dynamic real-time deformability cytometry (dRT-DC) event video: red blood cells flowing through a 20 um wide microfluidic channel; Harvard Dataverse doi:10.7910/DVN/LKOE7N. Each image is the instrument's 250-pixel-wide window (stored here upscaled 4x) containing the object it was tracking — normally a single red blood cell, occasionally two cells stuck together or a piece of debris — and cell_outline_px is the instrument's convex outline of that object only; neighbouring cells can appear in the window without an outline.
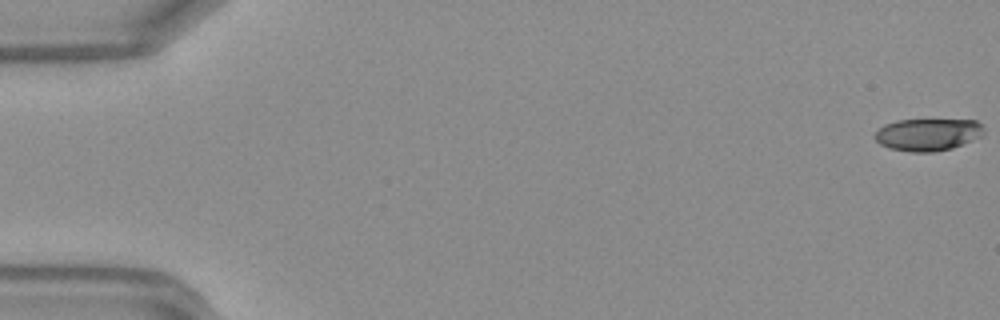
{"species": "Egyptian fruit bat (a non-hibernating species)", "species_latin": "Rousettus aegyptiacus", "temperature_condition": "warm", "stored_images_in_passage": 49, "camera_frame_rate_fps": 3000, "um_per_image_px": 0.085, "frame": {"image": 1, "passage_image": 1, "time_ms": 0.0, "image_size_px": [1000, 320], "cell_outline_px": [[984, 136], [952, 148], [932, 152], [912, 152], [888, 148], [880, 144], [876, 140], [876, 132], [884, 124], [896, 120], [976, 120], [984, 128]], "centroid_in_image_um": [78.89, 11.44], "position_along_channel_um": 6.1, "area_um2": 20.52}}
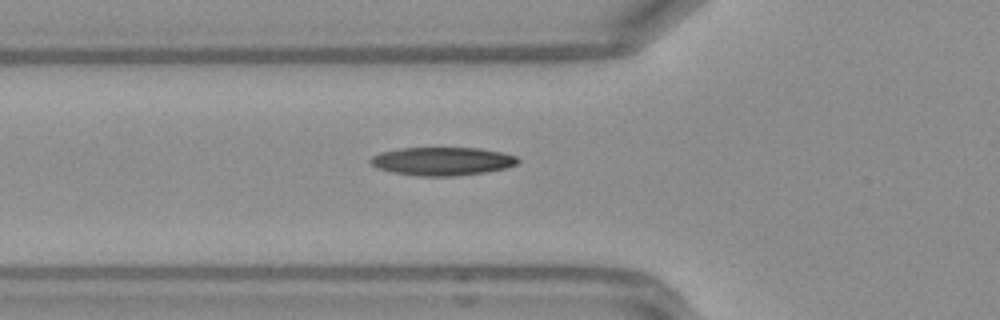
{"frame": {"image": 2, "passage_image": 18, "time_ms": 5.667, "image_size_px": [1000, 320], "cell_outline_px": [[520, 160], [516, 164], [504, 168], [484, 172], [460, 176], [416, 176], [392, 172], [376, 168], [368, 160], [372, 156], [380, 152], [400, 148], [480, 148], [500, 152], [516, 156]], "centroid_in_image_um": [37.55, 13.71], "position_along_channel_um": 88.2, "area_um2": 24.33}}
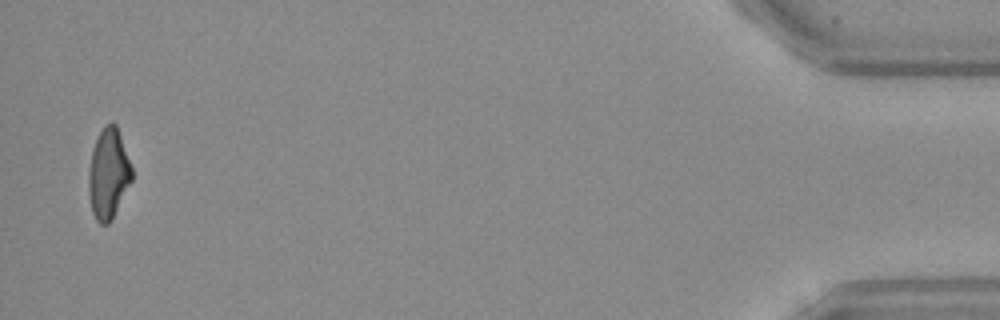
{"frame": {"image": 3, "passage_image": 48, "time_ms": 15.667, "image_size_px": [1000, 320], "cell_outline_px": [[132, 180], [112, 220], [108, 224], [100, 224], [96, 220], [92, 212], [88, 192], [88, 172], [92, 148], [104, 124], [112, 120], [116, 124], [132, 168]], "centroid_in_image_um": [9.2, 14.77], "position_along_channel_um": 426.0, "area_um2": 22.89}, "authors_computed_cell_mechanics": {"area_um2": 23.0044, "velocity_mm_per_s": 4.2375, "shape_relaxation_time_tau1_ms": 9.2861, "shape_relaxation_time_tau2_ms": 4.1478, "deformation_change_tau1": 0.2658, "deformation_change_tau2": 0.1331}}